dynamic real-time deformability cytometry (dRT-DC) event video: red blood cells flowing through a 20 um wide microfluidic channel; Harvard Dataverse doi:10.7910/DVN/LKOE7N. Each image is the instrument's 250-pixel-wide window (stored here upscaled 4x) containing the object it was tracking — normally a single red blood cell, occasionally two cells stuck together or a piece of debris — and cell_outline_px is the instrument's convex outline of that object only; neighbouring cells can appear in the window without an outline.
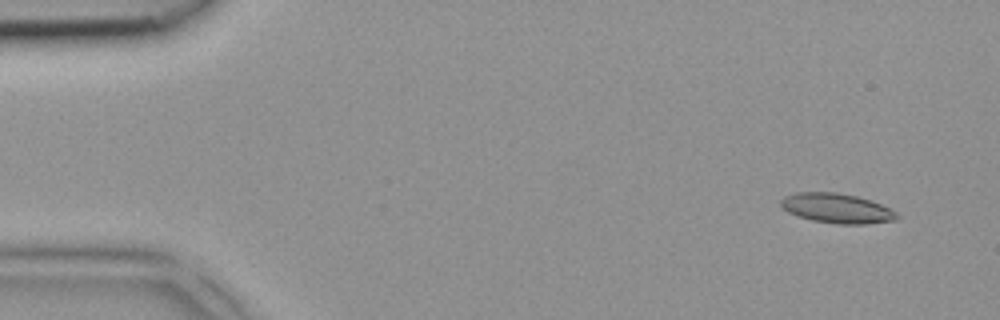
{"species": "common noctule bat (a hibernating species)", "species_latin": "Nyctalus noctula", "temperature_condition": "room temperature", "stored_images_in_passage": 2, "camera_frame_rate_fps": 3000, "um_per_image_px": 0.085, "animal": {"sex": "female", "body_mass_g": 18.4}, "frame": {"image": 1, "passage_image": 1, "time_ms": 0.0, "image_size_px": [1000, 320], "cell_outline_px": [[900, 216], [896, 220], [864, 224], [836, 224], [812, 220], [788, 212], [780, 204], [780, 200], [784, 196], [796, 192], [836, 192], [856, 196], [872, 200], [896, 212]], "centroid_in_image_um": [71.14, 17.7], "position_along_channel_um": 13.9, "area_um2": 20.06}}